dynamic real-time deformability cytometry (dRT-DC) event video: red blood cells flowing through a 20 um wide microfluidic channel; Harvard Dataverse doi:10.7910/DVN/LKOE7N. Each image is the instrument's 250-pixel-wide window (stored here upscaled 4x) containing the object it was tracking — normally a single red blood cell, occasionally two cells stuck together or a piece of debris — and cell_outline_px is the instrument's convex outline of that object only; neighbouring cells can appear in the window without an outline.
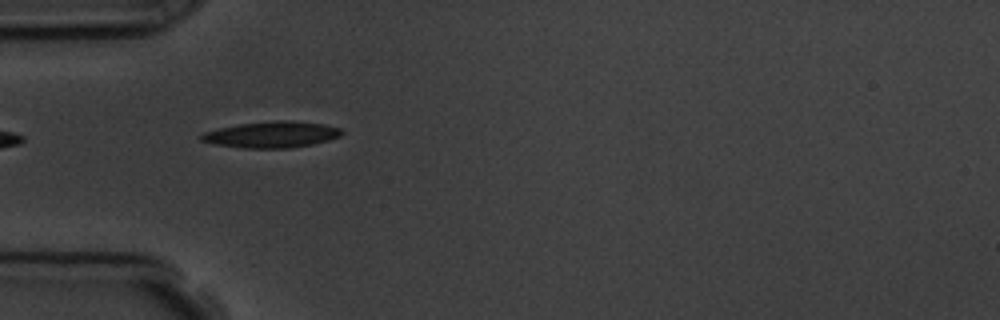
{"species": "common noctule bat (a hibernating species)", "species_latin": "Nyctalus noctula", "temperature_condition": "room temperature", "stored_images_in_passage": 2, "camera_frame_rate_fps": 3000, "um_per_image_px": 0.085, "animal": {"sex": "male", "body_mass_g": 19.5, "forearm_length_mm": 54.6}, "frame": {"image": 1, "passage_image": 2, "time_ms": 1.0, "image_size_px": [1000, 320], "cell_outline_px": [[344, 132], [340, 136], [328, 140], [312, 144], [288, 148], [244, 148], [216, 144], [200, 140], [196, 136], [204, 132], [220, 128], [240, 124], [276, 120], [284, 120], [324, 124], [340, 128]], "centroid_in_image_um": [23.08, 11.44], "position_along_channel_um": 61.9, "area_um2": 21.33}}